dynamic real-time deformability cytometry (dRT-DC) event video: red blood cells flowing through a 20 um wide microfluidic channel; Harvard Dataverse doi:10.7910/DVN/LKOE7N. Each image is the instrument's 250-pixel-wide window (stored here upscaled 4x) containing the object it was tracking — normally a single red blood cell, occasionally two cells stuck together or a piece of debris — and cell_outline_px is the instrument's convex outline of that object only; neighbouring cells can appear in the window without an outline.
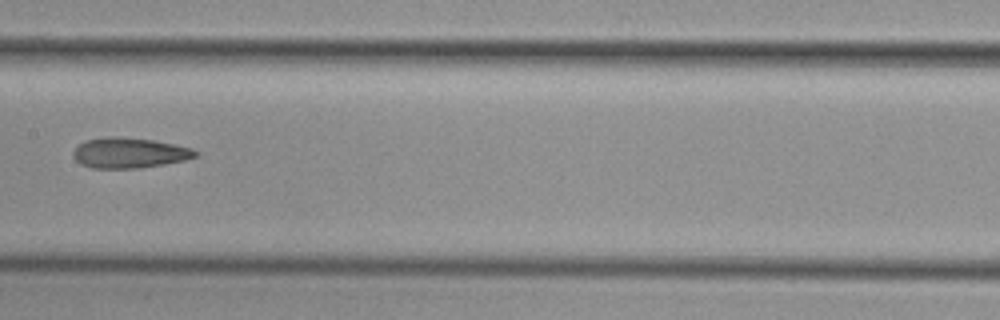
{"species": "common noctule bat (a hibernating species)", "species_latin": "Nyctalus noctula", "temperature_condition": "cold", "stored_images_in_passage": 5, "camera_frame_rate_fps": 3000, "um_per_image_px": 0.085, "animal": {"sex": "female", "body_mass_g": 29.2, "forearm_length_mm": 56.3}, "frame": {"image": 1, "passage_image": 5, "time_ms": 4.667, "image_size_px": [1000, 320], "cell_outline_px": [[200, 152], [196, 156], [184, 160], [164, 164], [136, 168], [92, 168], [80, 164], [72, 156], [72, 152], [84, 140], [112, 136], [152, 140], [192, 148]], "centroid_in_image_um": [10.97, 13.0], "position_along_channel_um": 196.4, "area_um2": 21.44}}